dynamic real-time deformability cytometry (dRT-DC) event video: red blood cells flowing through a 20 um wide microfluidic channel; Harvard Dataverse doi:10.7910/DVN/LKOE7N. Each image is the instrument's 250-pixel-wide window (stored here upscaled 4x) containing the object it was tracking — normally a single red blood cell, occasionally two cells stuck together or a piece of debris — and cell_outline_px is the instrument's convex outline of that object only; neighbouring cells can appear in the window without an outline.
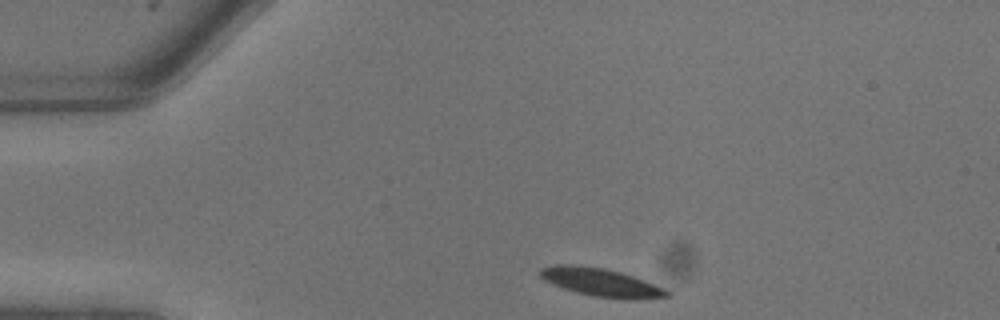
{"species": "common noctule bat (a hibernating species)", "species_latin": "Nyctalus noctula", "temperature_condition": "warm", "stored_images_in_passage": 6, "camera_frame_rate_fps": 3000, "um_per_image_px": 0.085, "animal": {"sex": "male", "body_mass_g": 13.3}, "frame": {"image": 1, "passage_image": 1, "time_ms": 0.0, "image_size_px": [1000, 320], "cell_outline_px": [[672, 296], [636, 300], [628, 300], [596, 296], [576, 292], [552, 284], [544, 280], [540, 276], [540, 268], [552, 264], [572, 264], [604, 268], [620, 272], [644, 280], [664, 288], [672, 292]], "centroid_in_image_um": [51.11, 24.0], "position_along_channel_um": 33.9, "area_um2": 20.92}}
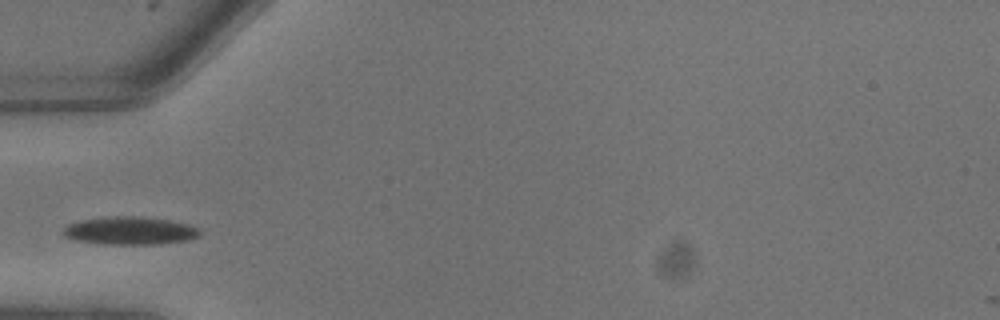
{"frame": {"image": 2, "passage_image": 4, "time_ms": 1.0, "image_size_px": [1000, 320], "cell_outline_px": [[204, 232], [200, 236], [188, 240], [160, 244], [100, 244], [72, 240], [64, 236], [60, 232], [68, 224], [80, 220], [116, 216], [132, 216], [168, 220], [192, 224], [200, 228]], "centroid_in_image_um": [11.07, 19.62], "position_along_channel_um": 73.9, "area_um2": 22.6}}